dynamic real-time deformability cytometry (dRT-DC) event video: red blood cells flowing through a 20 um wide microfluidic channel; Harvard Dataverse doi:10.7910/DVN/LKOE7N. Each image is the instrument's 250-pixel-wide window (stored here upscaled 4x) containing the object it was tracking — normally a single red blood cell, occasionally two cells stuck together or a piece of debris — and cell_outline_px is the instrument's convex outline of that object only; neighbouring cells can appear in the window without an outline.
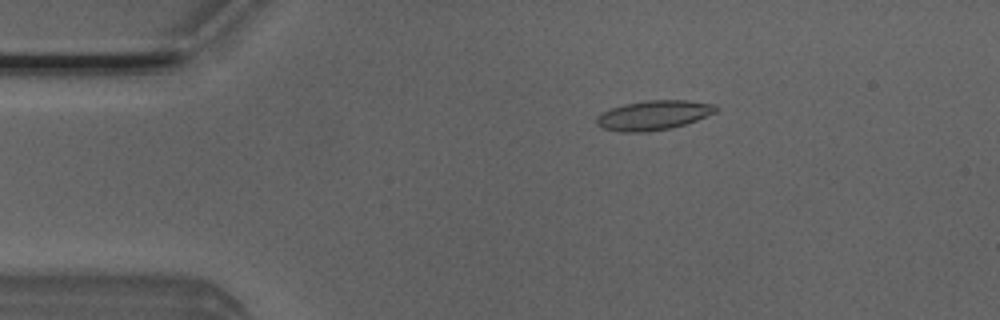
{"species": "Egyptian fruit bat (a non-hibernating species)", "species_latin": "Rousettus aegyptiacus", "temperature_condition": "room temperature", "stored_images_in_passage": 51, "camera_frame_rate_fps": 3000, "um_per_image_px": 0.085, "animal": {"sex": "male"}, "frame": {"image": 1, "passage_image": 9, "time_ms": 2.667, "image_size_px": [1000, 320], "cell_outline_px": [[720, 108], [716, 112], [696, 120], [672, 128], [648, 132], [620, 132], [604, 128], [596, 124], [596, 116], [612, 108], [624, 104], [644, 100], [684, 100], [716, 104]], "centroid_in_image_um": [55.57, 9.79], "position_along_channel_um": 29.4, "area_um2": 20.58}}
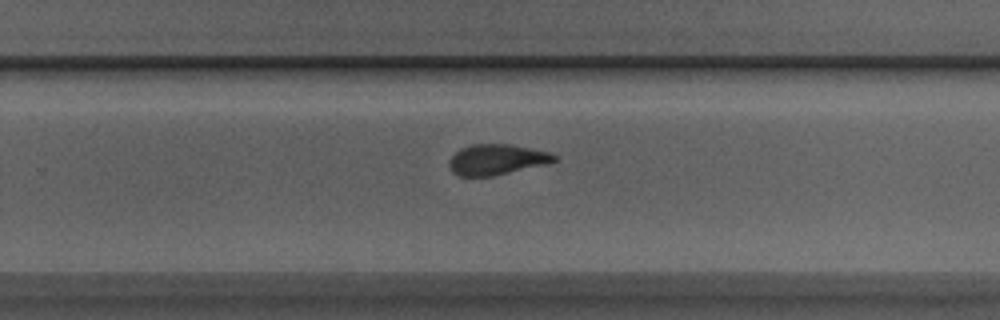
{"frame": {"image": 2, "passage_image": 32, "time_ms": 10.333, "image_size_px": [1000, 320], "cell_outline_px": [[556, 160], [548, 164], [492, 176], [460, 176], [452, 172], [448, 164], [448, 160], [460, 148], [472, 144], [512, 144], [532, 148], [548, 152], [556, 156]], "centroid_in_image_um": [42.2, 13.56], "position_along_channel_um": 287.6, "area_um2": 18.79}}
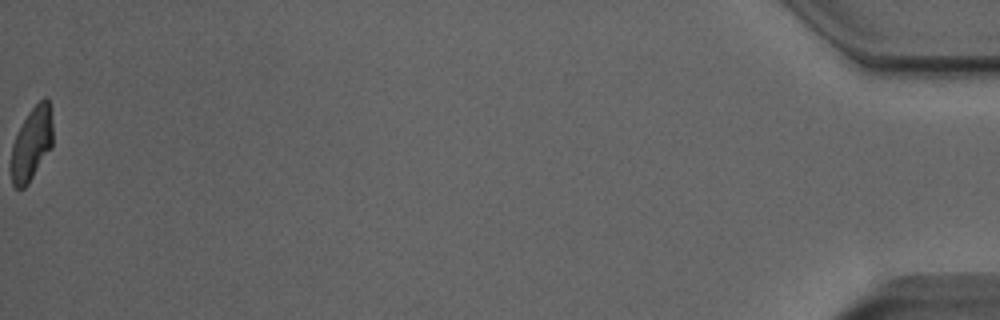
{"frame": {"image": 3, "passage_image": 51, "time_ms": 16.667, "image_size_px": [1000, 320], "cell_outline_px": [[52, 144], [28, 184], [24, 188], [16, 188], [12, 184], [12, 144], [28, 112], [44, 96], [48, 96], [52, 124]], "centroid_in_image_um": [2.69, 12.19], "position_along_channel_um": 432.5, "area_um2": 17.28}, "authors_computed_cell_mechanics": {"area_um2": 19.652, "velocity_mm_per_s": 4.0215, "shape_relaxation_time_tau1_ms": 4.1527, "shape_relaxation_time_tau2_ms": 1.0214, "deformation_change_tau1": 0.1725, "deformation_change_tau2": 0.0804}}